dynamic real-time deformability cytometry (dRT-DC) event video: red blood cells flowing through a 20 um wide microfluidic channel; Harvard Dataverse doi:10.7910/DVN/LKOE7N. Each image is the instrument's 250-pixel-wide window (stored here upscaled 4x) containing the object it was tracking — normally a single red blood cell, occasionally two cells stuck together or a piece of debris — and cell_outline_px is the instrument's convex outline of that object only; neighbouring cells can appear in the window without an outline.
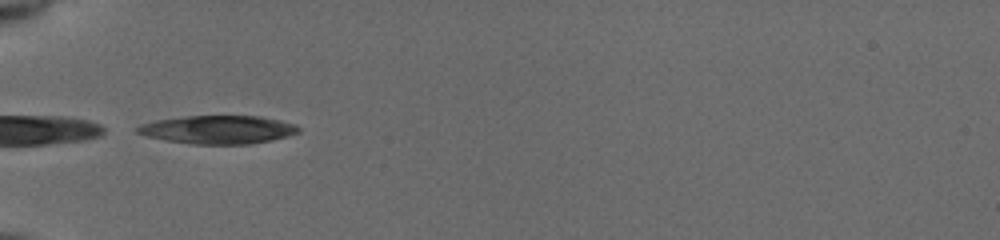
{"species": "common noctule bat (a hibernating species)", "species_latin": "Nyctalus noctula", "temperature_condition": "cold", "stored_images_in_passage": 39, "camera_frame_rate_fps": 3000, "um_per_image_px": 0.085, "animal": {"sex": "female", "body_mass_g": 19.5, "forearm_length_mm": 54.1}, "frame": {"image": 1, "passage_image": 1, "time_ms": 0.0, "image_size_px": [1000, 240], "cell_outline_px": [[300, 132], [288, 136], [272, 140], [248, 144], [196, 144], [164, 140], [148, 136], [136, 132], [136, 128], [140, 124], [156, 120], [188, 116], [260, 116], [280, 120], [296, 124], [300, 128]], "centroid_in_image_um": [18.57, 11.01], "position_along_channel_um": 66.4, "area_um2": 26.53}}
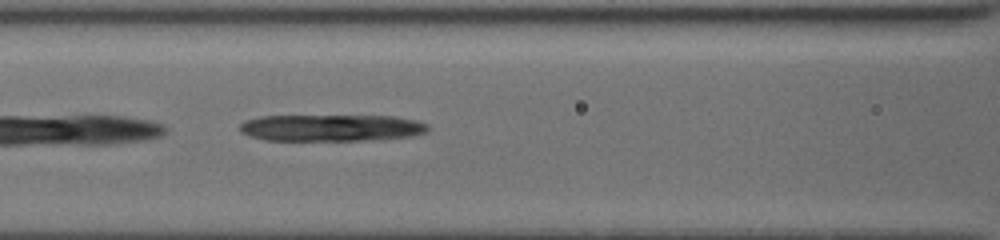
{"frame": {"image": 2, "passage_image": 8, "time_ms": 2.0, "image_size_px": [1000, 240], "cell_outline_px": [[428, 132], [412, 136], [364, 140], [264, 140], [240, 132], [240, 124], [244, 120], [260, 116], [392, 116], [416, 120], [428, 124]], "centroid_in_image_um": [28.16, 10.86], "position_along_channel_um": 138.4, "area_um2": 29.25}}
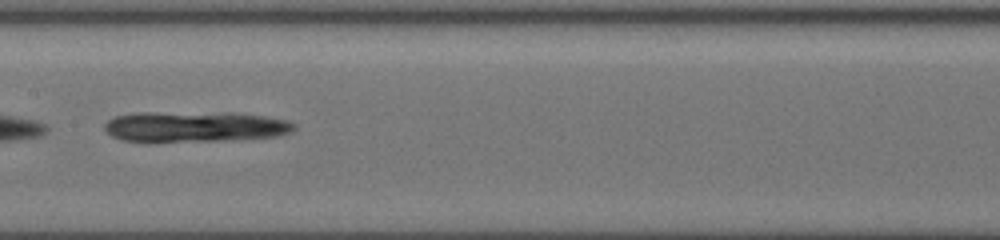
{"frame": {"image": 3, "passage_image": 13, "time_ms": 3.333, "image_size_px": [1000, 240], "cell_outline_px": [[296, 128], [292, 132], [276, 136], [232, 140], [148, 144], [120, 140], [112, 136], [104, 128], [104, 124], [108, 120], [116, 116], [144, 112], [264, 116], [288, 120], [296, 124]], "centroid_in_image_um": [16.46, 10.84], "position_along_channel_um": 190.9, "area_um2": 33.87}}